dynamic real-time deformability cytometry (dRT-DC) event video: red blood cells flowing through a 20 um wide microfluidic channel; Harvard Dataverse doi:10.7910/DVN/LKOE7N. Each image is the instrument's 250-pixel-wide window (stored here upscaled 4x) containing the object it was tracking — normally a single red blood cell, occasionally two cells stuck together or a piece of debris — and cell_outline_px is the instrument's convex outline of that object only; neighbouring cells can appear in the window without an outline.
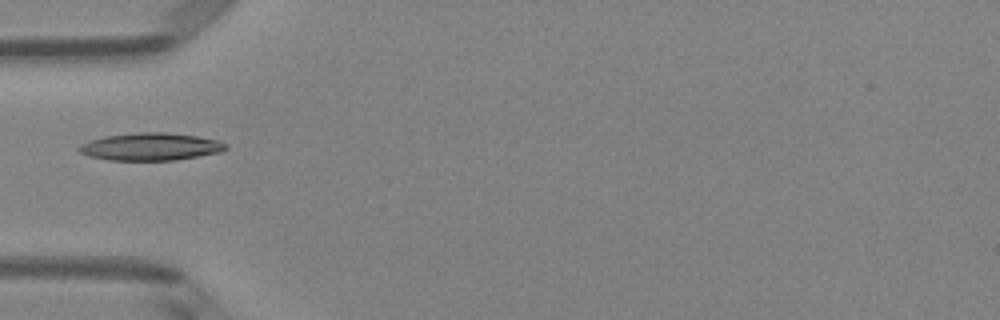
{"species": "Egyptian fruit bat (a non-hibernating species)", "species_latin": "Rousettus aegyptiacus", "temperature_condition": "room temperature", "stored_images_in_passage": 5, "camera_frame_rate_fps": 3000, "um_per_image_px": 0.085, "animal": {"sex": "female"}, "frame": {"image": 1, "passage_image": 4, "time_ms": 1.0, "image_size_px": [1000, 320], "cell_outline_px": [[228, 148], [220, 152], [176, 160], [108, 160], [88, 156], [80, 152], [76, 148], [80, 144], [104, 136], [140, 132], [168, 132], [196, 136], [216, 140], [228, 144]], "centroid_in_image_um": [12.79, 12.47], "position_along_channel_um": 72.2, "area_um2": 23.52}}
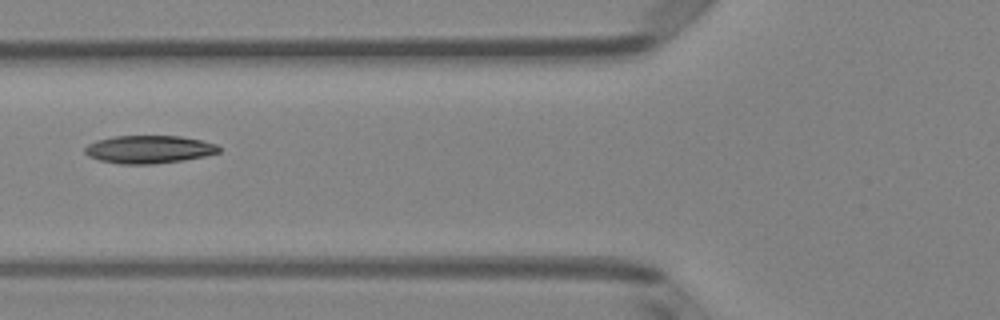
{"frame": {"image": 2, "passage_image": 5, "time_ms": 1.333, "image_size_px": [1000, 320], "cell_outline_px": [[220, 152], [204, 156], [180, 160], [152, 164], [120, 164], [100, 160], [88, 156], [84, 152], [84, 148], [88, 144], [96, 140], [112, 136], [180, 136], [200, 140], [216, 144], [220, 148]], "centroid_in_image_um": [12.62, 12.69], "position_along_channel_um": 113.2, "area_um2": 21.68}}